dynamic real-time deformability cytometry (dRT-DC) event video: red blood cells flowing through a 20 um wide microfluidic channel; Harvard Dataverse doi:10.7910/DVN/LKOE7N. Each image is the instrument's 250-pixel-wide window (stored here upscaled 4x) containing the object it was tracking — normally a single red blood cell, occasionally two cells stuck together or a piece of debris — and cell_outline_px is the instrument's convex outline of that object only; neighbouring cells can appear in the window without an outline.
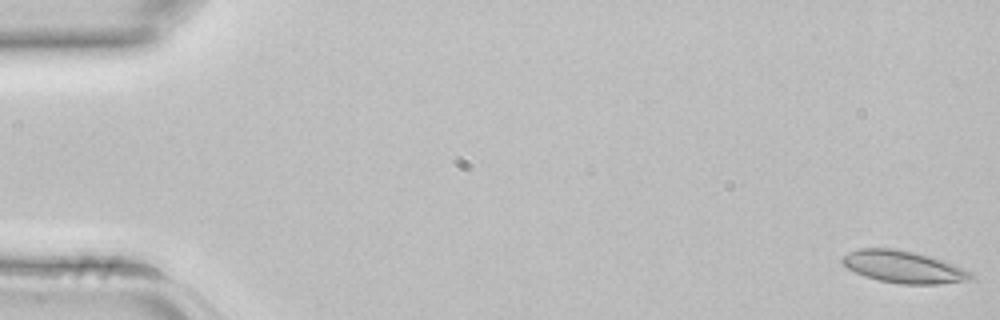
{"species": "common noctule bat (a hibernating species)", "species_latin": "Nyctalus noctula", "temperature_condition": "room temperature", "stored_images_in_passage": 4, "camera_frame_rate_fps": 3000, "um_per_image_px": 0.085, "animal": {"sex": "female", "body_mass_g": 22.7, "forearm_length_mm": 54.2}, "frame": {"image": 1, "passage_image": 1, "time_ms": 0.0, "image_size_px": [1000, 320], "cell_outline_px": [[972, 280], [940, 284], [900, 284], [880, 280], [864, 276], [848, 268], [840, 260], [848, 252], [860, 248], [892, 248], [916, 252], [932, 256], [972, 272]], "centroid_in_image_um": [76.81, 22.68], "position_along_channel_um": 8.2, "area_um2": 24.04}}
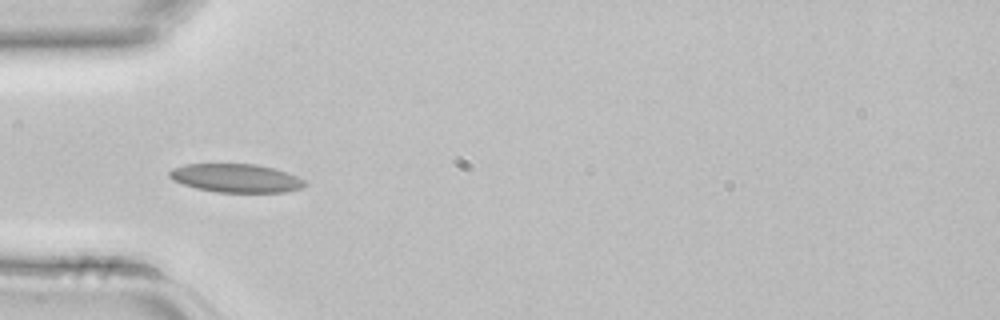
{"frame": {"image": 2, "passage_image": 4, "time_ms": 1.0, "image_size_px": [1000, 320], "cell_outline_px": [[308, 184], [300, 188], [284, 192], [216, 192], [196, 188], [172, 180], [168, 176], [168, 172], [172, 168], [184, 164], [256, 164], [272, 168], [296, 176], [304, 180]], "centroid_in_image_um": [20.01, 15.14], "position_along_channel_um": 65.0, "area_um2": 22.37}}